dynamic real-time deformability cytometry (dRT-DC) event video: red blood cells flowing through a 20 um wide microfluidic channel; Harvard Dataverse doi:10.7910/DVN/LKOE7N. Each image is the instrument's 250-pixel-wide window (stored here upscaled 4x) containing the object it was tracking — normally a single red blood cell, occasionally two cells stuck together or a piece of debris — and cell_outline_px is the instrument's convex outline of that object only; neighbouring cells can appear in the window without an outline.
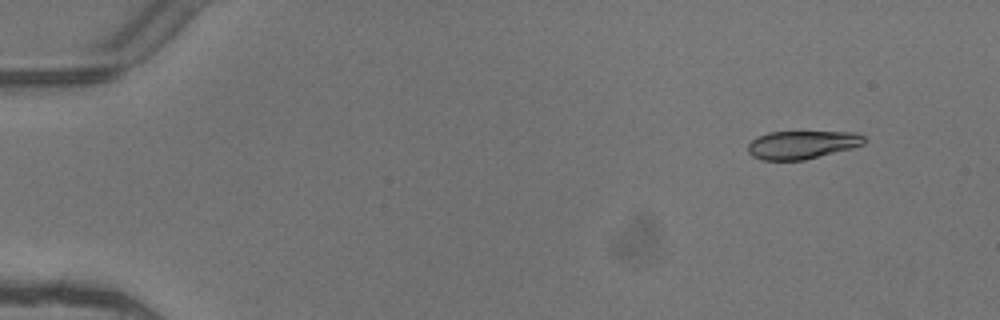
{"species": "common noctule bat (a hibernating species)", "species_latin": "Nyctalus noctula", "temperature_condition": "warm", "stored_images_in_passage": 5, "camera_frame_rate_fps": 3000, "um_per_image_px": 0.085, "animal": {"sex": "female"}, "frame": {"image": 1, "passage_image": 2, "time_ms": 0.333, "image_size_px": [1000, 320], "cell_outline_px": [[864, 144], [852, 148], [804, 160], [760, 160], [752, 156], [748, 152], [748, 144], [756, 136], [768, 132], [856, 132], [864, 136]], "centroid_in_image_um": [68.14, 12.3], "position_along_channel_um": 16.9, "area_um2": 19.13}}
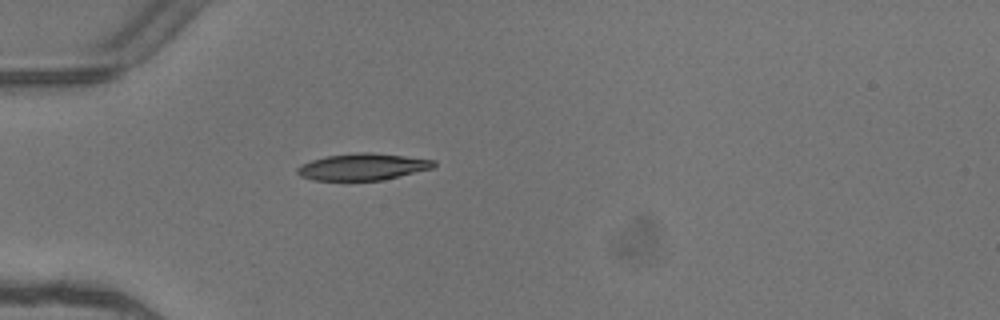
{"frame": {"image": 2, "passage_image": 5, "time_ms": 1.333, "image_size_px": [1000, 320], "cell_outline_px": [[436, 164], [432, 168], [384, 180], [312, 180], [300, 176], [296, 172], [296, 168], [300, 164], [324, 156], [360, 152], [372, 152], [436, 160]], "centroid_in_image_um": [30.8, 14.17], "position_along_channel_um": 54.2, "area_um2": 21.33}}